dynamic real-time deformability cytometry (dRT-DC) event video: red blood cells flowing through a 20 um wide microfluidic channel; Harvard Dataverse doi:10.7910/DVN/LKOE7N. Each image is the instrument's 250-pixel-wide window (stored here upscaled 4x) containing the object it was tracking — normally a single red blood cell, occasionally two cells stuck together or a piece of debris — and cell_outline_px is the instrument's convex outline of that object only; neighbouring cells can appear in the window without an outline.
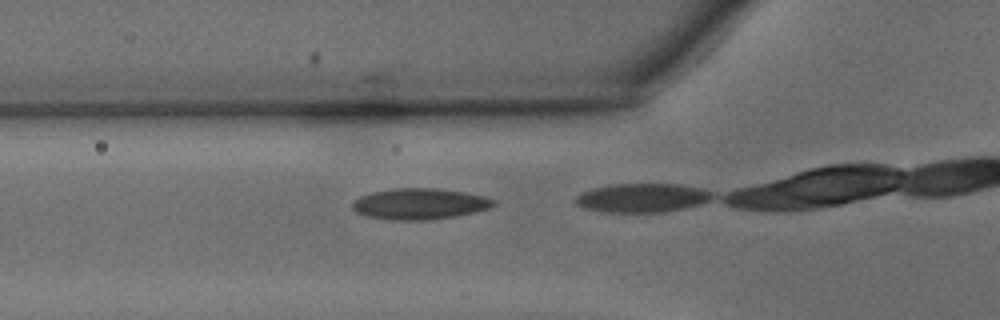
{"species": "common noctule bat (a hibernating species)", "species_latin": "Nyctalus noctula", "temperature_condition": "warm", "stored_images_in_passage": 9, "camera_frame_rate_fps": 3000, "um_per_image_px": 0.085, "animal": {"sex": "male", "body_mass_g": 15.6}, "frame": {"image": 1, "passage_image": 8, "time_ms": 2.333, "image_size_px": [1000, 320], "cell_outline_px": [[496, 204], [488, 208], [456, 216], [424, 220], [392, 220], [368, 216], [356, 212], [352, 208], [352, 204], [360, 196], [372, 192], [396, 188], [436, 188], [464, 192], [484, 196], [496, 200]], "centroid_in_image_um": [35.67, 17.32], "position_along_channel_um": 90.1, "area_um2": 25.32}}